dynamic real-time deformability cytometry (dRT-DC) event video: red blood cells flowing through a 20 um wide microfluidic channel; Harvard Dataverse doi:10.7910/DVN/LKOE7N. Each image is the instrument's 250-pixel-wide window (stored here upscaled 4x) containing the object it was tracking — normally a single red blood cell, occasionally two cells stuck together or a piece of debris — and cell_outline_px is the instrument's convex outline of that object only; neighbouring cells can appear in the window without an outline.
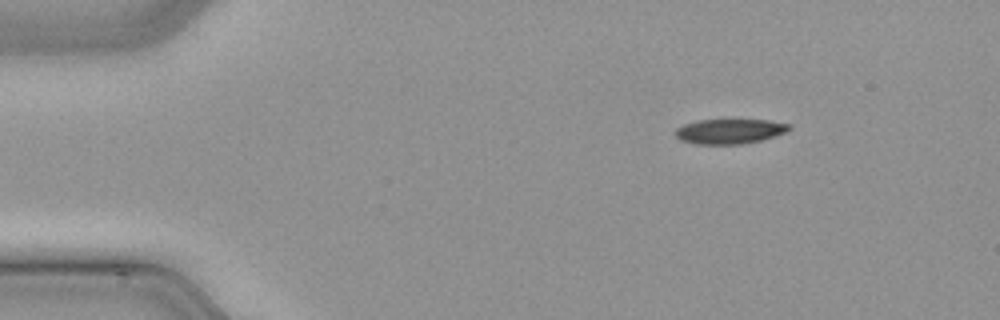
{"species": "common noctule bat (a hibernating species)", "species_latin": "Nyctalus noctula", "temperature_condition": "cold", "stored_images_in_passage": 42, "camera_frame_rate_fps": 3000, "um_per_image_px": 0.085, "animal": {"sex": "male", "body_mass_g": 21.5, "forearm_length_mm": 52.0}, "frame": {"image": 1, "passage_image": 1, "time_ms": 0.0, "image_size_px": [1000, 320], "cell_outline_px": [[792, 128], [784, 132], [760, 140], [740, 144], [696, 144], [680, 140], [676, 136], [676, 128], [684, 124], [700, 120], [768, 120], [788, 124]], "centroid_in_image_um": [61.98, 11.16], "position_along_channel_um": 23.0, "area_um2": 16.18}}
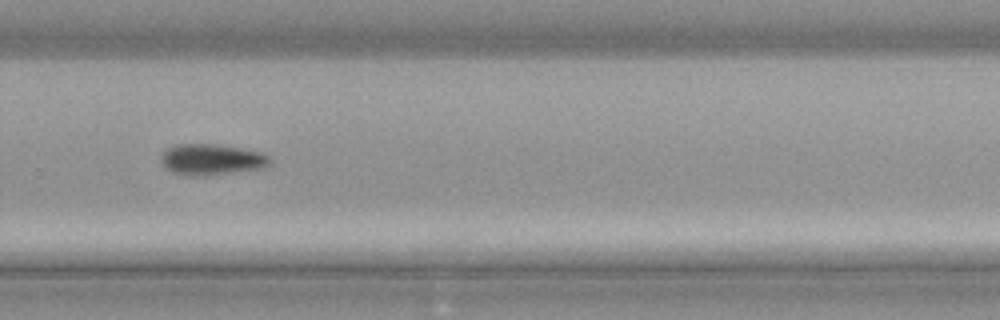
{"frame": {"image": 2, "passage_image": 27, "time_ms": 8.667, "image_size_px": [1000, 320], "cell_outline_px": [[272, 160], [268, 164], [260, 168], [228, 172], [192, 176], [172, 172], [160, 160], [160, 156], [168, 148], [176, 144], [220, 144], [264, 152]], "centroid_in_image_um": [17.99, 13.52], "position_along_channel_um": 311.8, "area_um2": 19.31}}
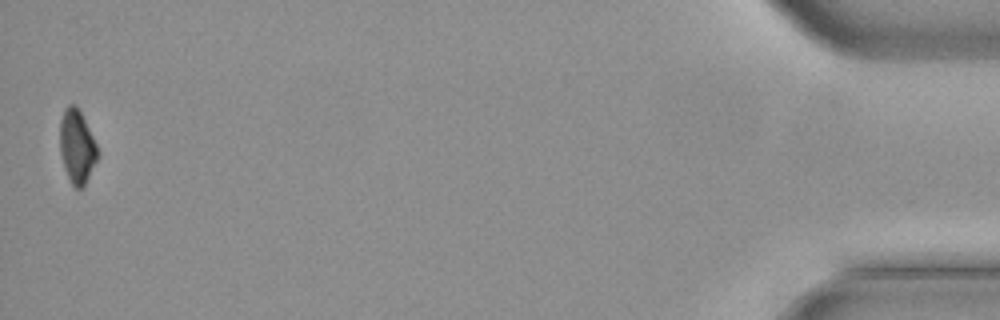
{"frame": {"image": 3, "passage_image": 42, "time_ms": 13.667, "image_size_px": [1000, 320], "cell_outline_px": [[100, 156], [84, 184], [80, 188], [76, 188], [72, 184], [64, 168], [60, 152], [60, 120], [64, 108], [68, 104], [76, 104], [100, 152]], "centroid_in_image_um": [6.54, 12.44], "position_along_channel_um": 428.7, "area_um2": 16.07}}